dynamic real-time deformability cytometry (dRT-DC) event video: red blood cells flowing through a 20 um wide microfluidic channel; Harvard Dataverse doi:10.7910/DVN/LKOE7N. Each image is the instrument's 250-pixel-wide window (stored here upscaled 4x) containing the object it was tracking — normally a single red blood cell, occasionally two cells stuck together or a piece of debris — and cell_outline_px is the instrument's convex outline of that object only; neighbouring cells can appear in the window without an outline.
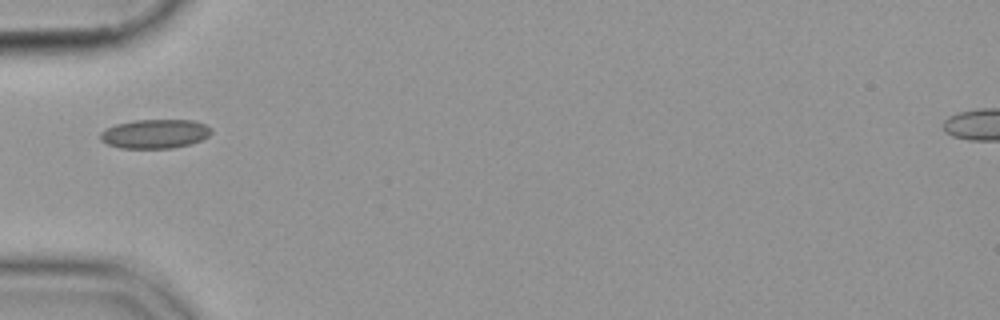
{"species": "common noctule bat (a hibernating species)", "species_latin": "Nyctalus noctula", "temperature_condition": "cold", "stored_images_in_passage": 18, "camera_frame_rate_fps": 3000, "um_per_image_px": 0.085, "animal": {"sex": "female", "body_mass_g": 19.9}, "frame": {"image": 1, "passage_image": 1, "time_ms": 0.0, "image_size_px": [1000, 320], "cell_outline_px": [[212, 132], [208, 136], [192, 144], [172, 148], [120, 148], [108, 144], [100, 140], [100, 132], [116, 124], [132, 120], [192, 120], [204, 124], [212, 128]], "centroid_in_image_um": [13.18, 11.37], "position_along_channel_um": 71.8, "area_um2": 18.84}}
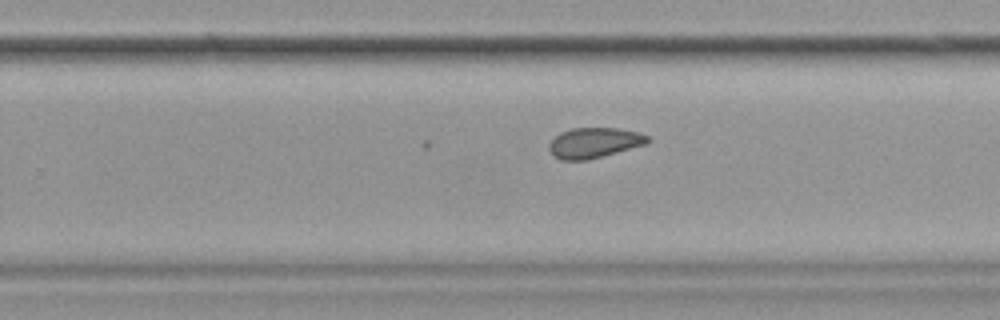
{"frame": {"image": 2, "passage_image": 18, "time_ms": 5.667, "image_size_px": [1000, 320], "cell_outline_px": [[652, 140], [648, 144], [588, 160], [560, 160], [552, 156], [548, 148], [548, 144], [560, 132], [572, 128], [616, 128], [640, 132], [648, 136]], "centroid_in_image_um": [50.52, 12.14], "position_along_channel_um": 279.3, "area_um2": 17.69}}